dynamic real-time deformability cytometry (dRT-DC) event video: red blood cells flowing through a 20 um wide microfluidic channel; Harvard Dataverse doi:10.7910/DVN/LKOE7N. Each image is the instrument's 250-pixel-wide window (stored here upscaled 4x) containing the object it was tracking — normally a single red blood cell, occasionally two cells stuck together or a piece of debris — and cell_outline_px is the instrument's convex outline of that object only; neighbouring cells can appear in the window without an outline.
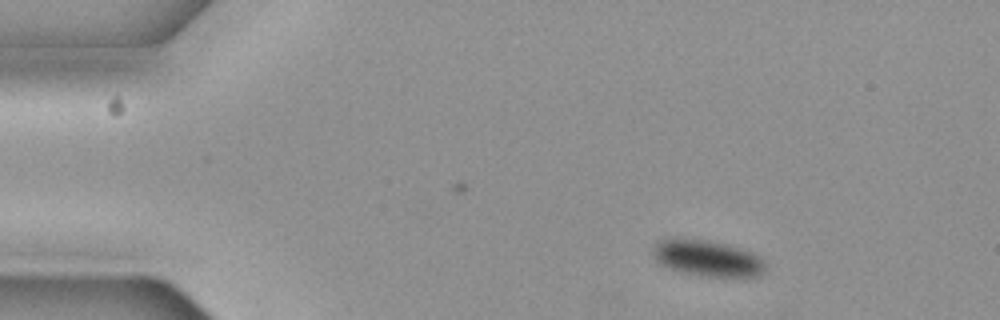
{"species": "common noctule bat (a hibernating species)", "species_latin": "Nyctalus noctula", "temperature_condition": "cold", "stored_images_in_passage": 44, "camera_frame_rate_fps": 3000, "um_per_image_px": 0.085, "animal": {"sex": "female", "body_mass_g": 19.3, "forearm_length_mm": 54.1}, "frame": {"image": 1, "passage_image": 6, "time_ms": 1.667, "image_size_px": [1000, 320], "cell_outline_px": [[768, 264], [764, 272], [756, 276], [700, 276], [680, 272], [668, 268], [660, 264], [652, 256], [652, 248], [660, 240], [676, 236], [708, 240], [728, 244], [752, 252], [760, 256]], "centroid_in_image_um": [60.1, 21.92], "position_along_channel_um": 24.9, "area_um2": 24.33}}
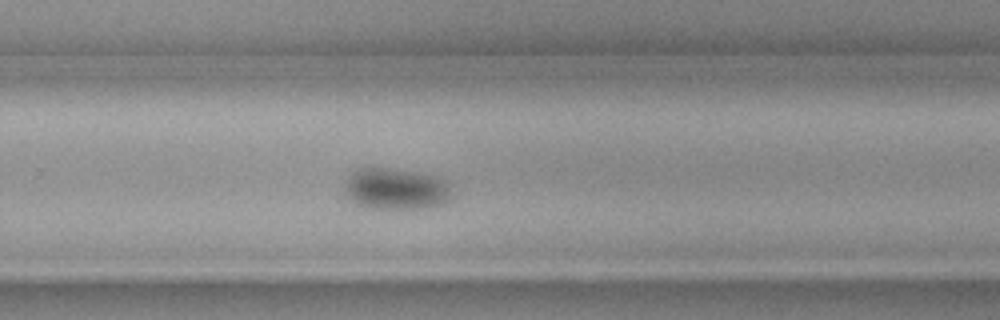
{"frame": {"image": 2, "passage_image": 35, "time_ms": 11.333, "image_size_px": [1000, 320], "cell_outline_px": [[452, 196], [444, 204], [432, 208], [364, 208], [356, 204], [348, 196], [344, 188], [344, 184], [356, 172], [364, 168], [388, 168], [416, 172], [436, 176], [444, 180], [448, 184]], "centroid_in_image_um": [33.7, 16.08], "position_along_channel_um": 296.1, "area_um2": 25.66}}
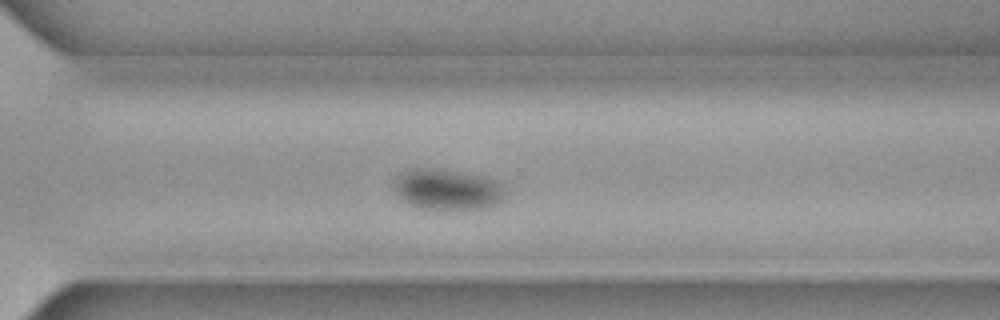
{"frame": {"image": 3, "passage_image": 38, "time_ms": 12.333, "image_size_px": [1000, 320], "cell_outline_px": [[504, 192], [500, 200], [496, 204], [488, 208], [416, 208], [404, 200], [396, 192], [396, 184], [400, 176], [404, 172], [412, 168], [436, 168], [476, 176], [492, 180]], "centroid_in_image_um": [37.98, 16.11], "position_along_channel_um": 332.6, "area_um2": 25.03}, "authors_computed_cell_mechanics": {"area_um2": 25.7499, "velocity_mm_per_s": 3.6276, "shape_relaxation_time_tau1_ms": 1.58, "shape_relaxation_time_tau2_ms": null, "deformation_change_tau1": 0.0474, "deformation_change_tau2": null}}